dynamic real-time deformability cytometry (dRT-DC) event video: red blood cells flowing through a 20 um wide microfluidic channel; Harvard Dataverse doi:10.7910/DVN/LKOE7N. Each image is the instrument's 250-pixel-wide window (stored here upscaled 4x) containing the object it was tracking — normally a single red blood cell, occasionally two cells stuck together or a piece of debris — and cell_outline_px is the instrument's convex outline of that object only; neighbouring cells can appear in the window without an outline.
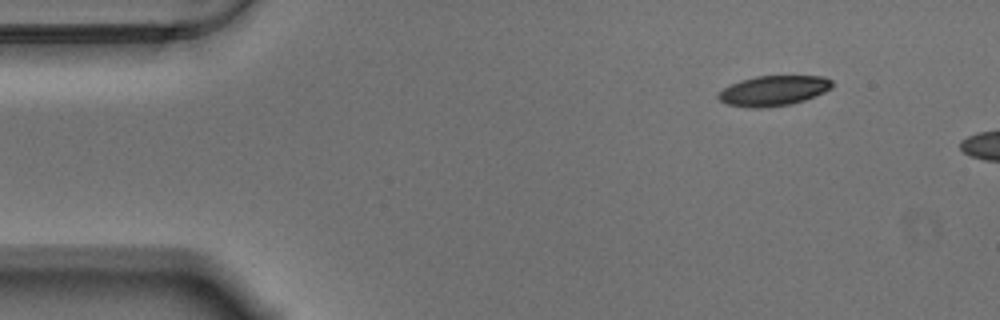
{"species": "Egyptian fruit bat (a non-hibernating species)", "species_latin": "Rousettus aegyptiacus", "temperature_condition": "warm", "stored_images_in_passage": 6, "camera_frame_rate_fps": 3000, "um_per_image_px": 0.085, "animal": {"sex": "male"}, "frame": {"image": 1, "passage_image": 1, "time_ms": 0.0, "image_size_px": [1000, 320], "cell_outline_px": [[832, 88], [824, 92], [804, 100], [792, 104], [760, 108], [752, 108], [728, 104], [720, 100], [716, 96], [724, 88], [740, 80], [756, 76], [824, 76], [832, 80]], "centroid_in_image_um": [65.76, 7.7], "position_along_channel_um": 19.2, "area_um2": 19.88}}